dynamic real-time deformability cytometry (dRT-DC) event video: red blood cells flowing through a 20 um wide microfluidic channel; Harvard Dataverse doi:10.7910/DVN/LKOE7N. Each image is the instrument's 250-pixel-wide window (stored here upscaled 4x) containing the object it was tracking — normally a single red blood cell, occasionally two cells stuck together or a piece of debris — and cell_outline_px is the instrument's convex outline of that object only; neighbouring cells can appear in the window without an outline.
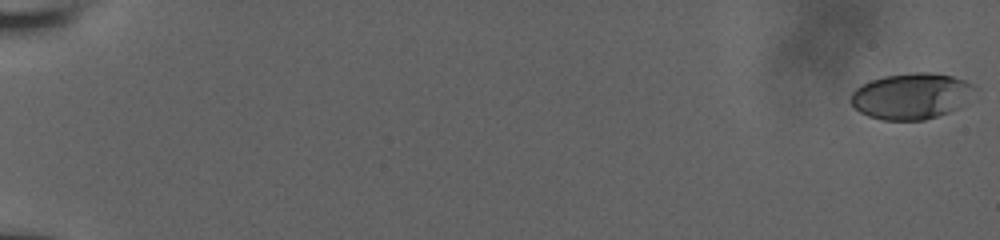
{"species": "human", "species_latin": "Homo sapiens", "temperature_condition": "room temperature", "stored_images_in_passage": 22, "camera_frame_rate_fps": 3000, "um_per_image_px": 0.085, "donor": {"sex": "male"}, "frame": {"image": 1, "passage_image": 1, "time_ms": 0.0, "image_size_px": [1000, 240], "cell_outline_px": [[972, 84], [956, 108], [948, 112], [924, 120], [884, 120], [868, 116], [860, 112], [852, 104], [852, 92], [856, 88], [872, 80], [884, 76], [916, 72], [928, 72], [952, 76], [964, 80]], "centroid_in_image_um": [77.33, 8.17], "position_along_channel_um": 7.7, "area_um2": 31.96}}
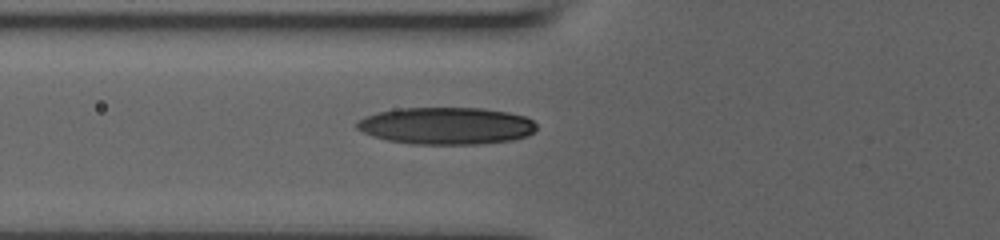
{"frame": {"image": 2, "passage_image": 17, "time_ms": 8.0, "image_size_px": [1000, 240], "cell_outline_px": [[536, 128], [528, 136], [512, 140], [476, 144], [412, 144], [388, 140], [372, 136], [356, 128], [356, 124], [364, 116], [396, 108], [480, 108], [508, 112], [524, 116], [532, 120], [536, 124]], "centroid_in_image_um": [37.93, 10.69], "position_along_channel_um": 87.9, "area_um2": 38.78}}
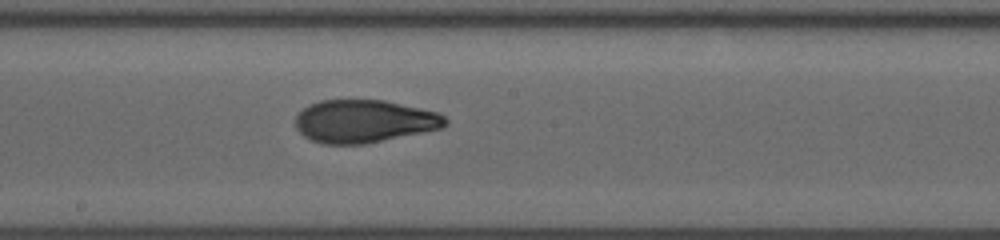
{"frame": {"image": 3, "passage_image": 22, "time_ms": 11.333, "image_size_px": [1000, 240], "cell_outline_px": [[448, 124], [440, 128], [364, 144], [324, 144], [312, 140], [304, 136], [296, 128], [296, 116], [308, 104], [320, 100], [384, 100], [440, 112], [448, 120]], "centroid_in_image_um": [30.95, 10.29], "position_along_channel_um": 217.3, "area_um2": 37.28}}